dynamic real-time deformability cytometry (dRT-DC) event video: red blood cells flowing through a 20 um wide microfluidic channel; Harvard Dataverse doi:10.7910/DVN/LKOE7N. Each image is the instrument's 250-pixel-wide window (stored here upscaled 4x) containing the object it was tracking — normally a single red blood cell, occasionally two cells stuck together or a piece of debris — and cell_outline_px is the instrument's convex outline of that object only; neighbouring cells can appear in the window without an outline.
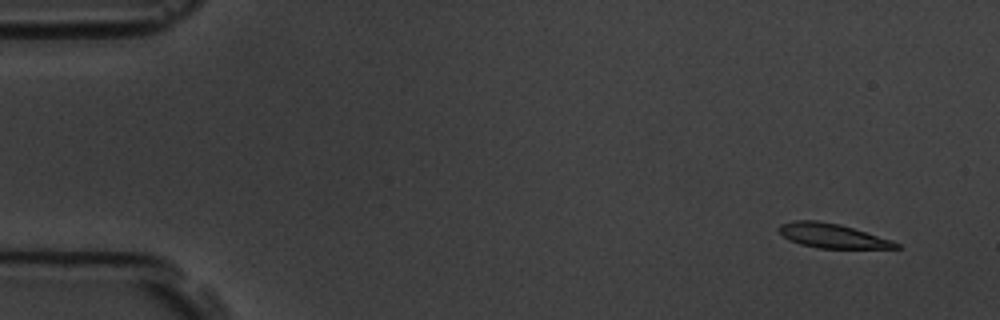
{"species": "common noctule bat (a hibernating species)", "species_latin": "Nyctalus noctula", "temperature_condition": "room temperature", "stored_images_in_passage": 7, "camera_frame_rate_fps": 3000, "um_per_image_px": 0.085, "animal": {"sex": "male", "body_mass_g": 19.5, "forearm_length_mm": 54.6}, "frame": {"image": 1, "passage_image": 2, "time_ms": 1.0, "image_size_px": [1000, 320], "cell_outline_px": [[900, 248], [816, 248], [800, 244], [788, 240], [780, 232], [780, 224], [792, 220], [816, 220], [840, 224], [892, 240], [900, 244]], "centroid_in_image_um": [70.73, 20.04], "position_along_channel_um": 14.3, "area_um2": 16.53}}
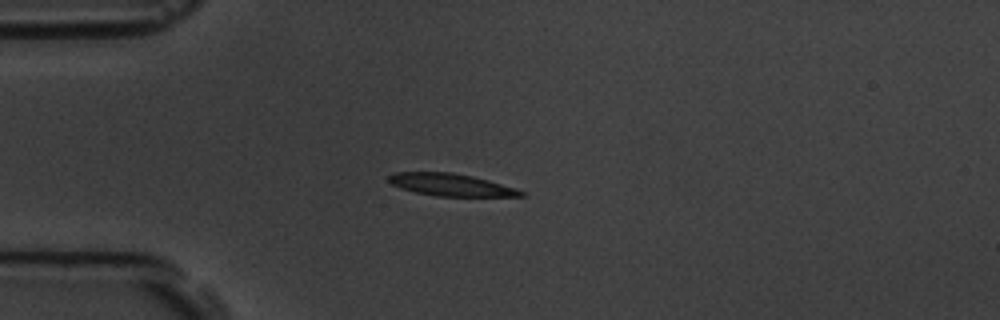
{"frame": {"image": 2, "passage_image": 5, "time_ms": 4.667, "image_size_px": [1000, 320], "cell_outline_px": [[528, 196], [436, 196], [416, 192], [400, 188], [392, 184], [388, 180], [388, 176], [392, 172], [452, 172], [472, 176], [488, 180], [516, 188], [524, 192]], "centroid_in_image_um": [38.32, 15.7], "position_along_channel_um": 46.7, "area_um2": 17.17}}
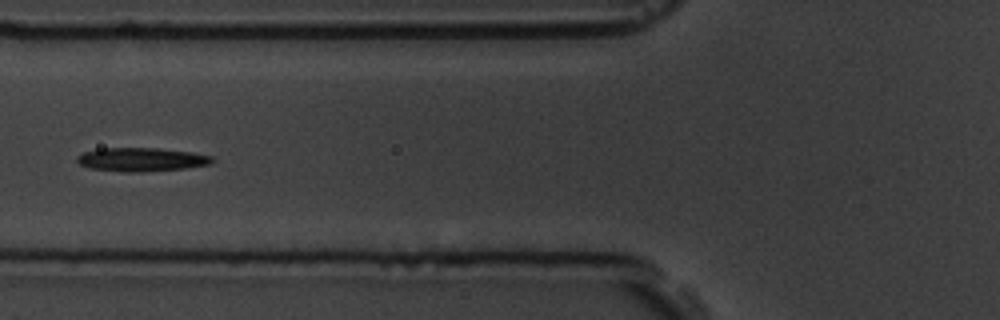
{"frame": {"image": 3, "passage_image": 7, "time_ms": 7.0, "image_size_px": [1000, 320], "cell_outline_px": [[216, 160], [212, 164], [184, 168], [140, 172], [124, 172], [88, 168], [80, 164], [76, 160], [76, 156], [84, 152], [100, 148], [156, 148], [192, 152], [212, 156]], "centroid_in_image_um": [12.02, 13.56], "position_along_channel_um": 113.8, "area_um2": 18.73}}